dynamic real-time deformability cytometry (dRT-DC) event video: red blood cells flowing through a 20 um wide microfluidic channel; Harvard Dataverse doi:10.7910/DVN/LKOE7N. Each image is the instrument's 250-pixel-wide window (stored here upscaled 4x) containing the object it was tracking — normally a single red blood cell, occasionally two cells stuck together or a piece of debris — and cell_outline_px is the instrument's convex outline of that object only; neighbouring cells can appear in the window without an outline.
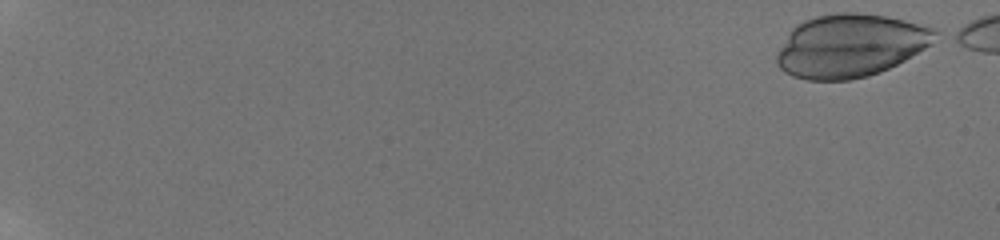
{"species": "human", "species_latin": "Homo sapiens", "temperature_condition": "room temperature", "stored_images_in_passage": 56, "camera_frame_rate_fps": 3000, "um_per_image_px": 0.085, "donor": {"sex": "male"}, "frame": {"image": 1, "passage_image": 1, "time_ms": 0.0, "image_size_px": [1000, 240], "cell_outline_px": [[940, 32], [932, 44], [904, 60], [880, 72], [868, 76], [848, 80], [808, 80], [792, 76], [784, 72], [776, 64], [776, 56], [788, 32], [796, 24], [804, 20], [816, 16], [836, 12], [856, 12], [888, 16], [936, 28]], "centroid_in_image_um": [72.27, 3.87], "position_along_channel_um": 12.7, "area_um2": 58.44}}